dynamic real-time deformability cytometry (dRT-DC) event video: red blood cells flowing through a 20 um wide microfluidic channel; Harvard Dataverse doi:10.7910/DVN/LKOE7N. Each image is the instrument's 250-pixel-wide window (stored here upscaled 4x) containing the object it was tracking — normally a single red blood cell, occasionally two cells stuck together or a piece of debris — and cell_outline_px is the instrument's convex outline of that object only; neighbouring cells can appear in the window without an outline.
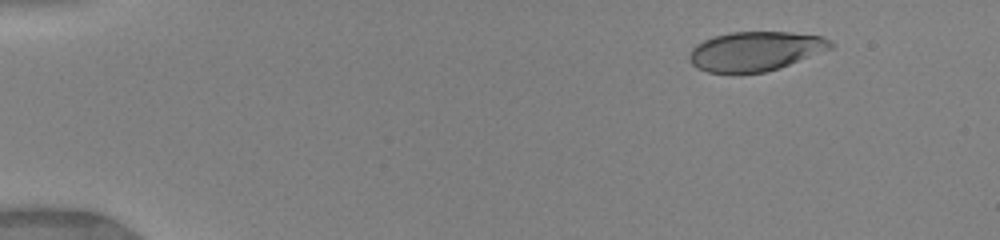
{"species": "human", "species_latin": "Homo sapiens", "temperature_condition": "warm", "stored_images_in_passage": 28, "camera_frame_rate_fps": 3000, "um_per_image_px": 0.085, "donor": {"sex": "female"}, "frame": {"image": 1, "passage_image": 1, "time_ms": 0.0, "image_size_px": [1000, 240], "cell_outline_px": [[832, 48], [788, 64], [764, 72], [708, 72], [696, 68], [688, 60], [688, 56], [692, 48], [696, 44], [712, 36], [732, 32], [792, 32], [824, 36], [832, 44]], "centroid_in_image_um": [64.15, 4.33], "position_along_channel_um": 20.8, "area_um2": 32.08}}
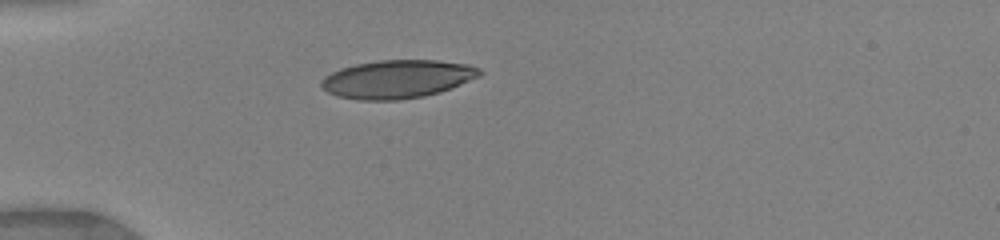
{"frame": {"image": 2, "passage_image": 6, "time_ms": 3.0, "image_size_px": [1000, 240], "cell_outline_px": [[484, 72], [480, 76], [440, 92], [424, 96], [400, 100], [360, 100], [336, 96], [328, 92], [320, 84], [324, 76], [340, 68], [356, 64], [380, 60], [440, 60], [468, 64], [480, 68]], "centroid_in_image_um": [33.79, 6.72], "position_along_channel_um": 51.2, "area_um2": 35.37}}
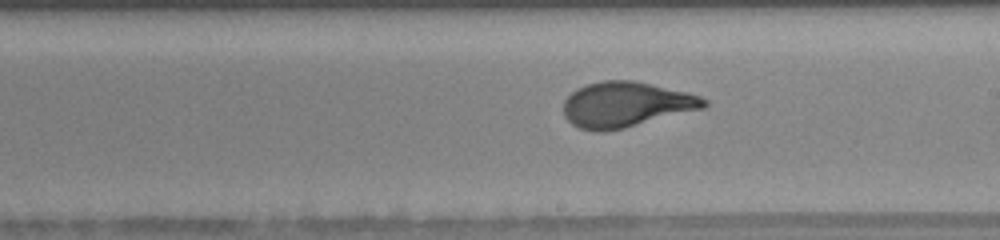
{"frame": {"image": 3, "passage_image": 18, "time_ms": 8.0, "image_size_px": [1000, 240], "cell_outline_px": [[708, 104], [704, 108], [624, 128], [604, 132], [600, 132], [580, 128], [572, 124], [564, 116], [564, 100], [576, 88], [588, 84], [604, 80], [632, 80], [688, 92], [700, 96], [708, 100]], "centroid_in_image_um": [53.21, 8.88], "position_along_channel_um": 235.8, "area_um2": 36.99}}